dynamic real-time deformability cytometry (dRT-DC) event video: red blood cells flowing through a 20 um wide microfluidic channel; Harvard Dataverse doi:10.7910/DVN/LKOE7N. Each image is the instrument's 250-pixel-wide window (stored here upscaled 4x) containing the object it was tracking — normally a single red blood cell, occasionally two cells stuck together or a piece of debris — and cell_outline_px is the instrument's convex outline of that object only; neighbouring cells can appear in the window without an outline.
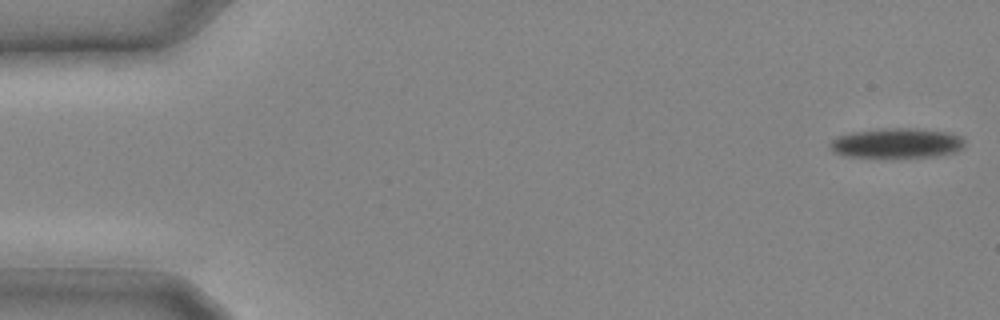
{"species": "common noctule bat (a hibernating species)", "species_latin": "Nyctalus noctula", "temperature_condition": "cold", "stored_images_in_passage": 28, "camera_frame_rate_fps": 3000, "um_per_image_px": 0.085, "animal": {"sex": "male", "body_mass_g": 20.4}, "frame": {"image": 1, "passage_image": 1, "time_ms": 0.0, "image_size_px": [1000, 320], "cell_outline_px": [[964, 144], [956, 152], [936, 156], [844, 156], [832, 152], [828, 144], [836, 136], [852, 132], [880, 128], [916, 128], [948, 132], [960, 136], [964, 140]], "centroid_in_image_um": [76.19, 12.14], "position_along_channel_um": 8.8, "area_um2": 23.29}}
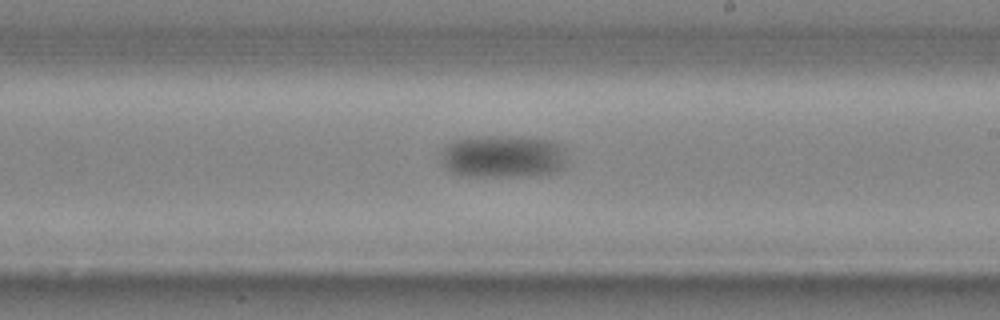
{"frame": {"image": 2, "passage_image": 17, "time_ms": 5.333, "image_size_px": [1000, 320], "cell_outline_px": [[568, 168], [560, 172], [540, 176], [464, 176], [448, 172], [444, 168], [440, 160], [440, 152], [448, 144], [456, 140], [484, 136], [508, 136], [552, 140], [560, 144], [564, 148], [568, 160]], "centroid_in_image_um": [42.83, 13.33], "position_along_channel_um": 246.2, "area_um2": 32.37}}
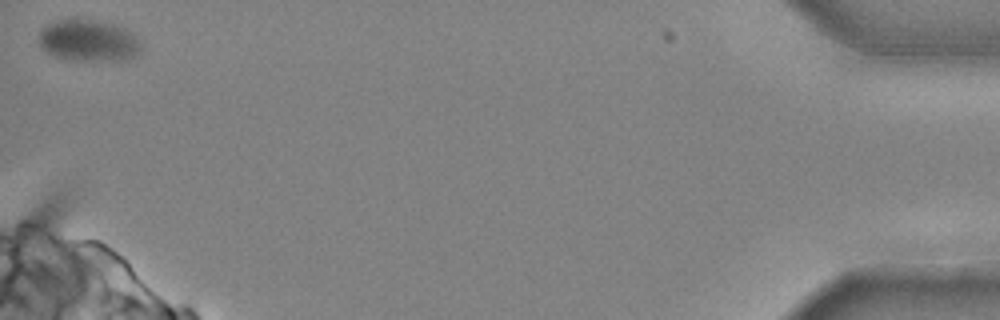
{"frame": {"image": 3, "passage_image": 28, "time_ms": 9.0, "image_size_px": [1000, 320], "cell_outline_px": [[140, 52], [136, 56], [128, 60], [76, 60], [56, 56], [48, 52], [40, 44], [40, 32], [48, 24], [60, 20], [96, 20], [124, 28], [132, 32], [136, 36], [140, 44]], "centroid_in_image_um": [7.58, 3.46], "position_along_channel_um": 427.6, "area_um2": 24.28}}